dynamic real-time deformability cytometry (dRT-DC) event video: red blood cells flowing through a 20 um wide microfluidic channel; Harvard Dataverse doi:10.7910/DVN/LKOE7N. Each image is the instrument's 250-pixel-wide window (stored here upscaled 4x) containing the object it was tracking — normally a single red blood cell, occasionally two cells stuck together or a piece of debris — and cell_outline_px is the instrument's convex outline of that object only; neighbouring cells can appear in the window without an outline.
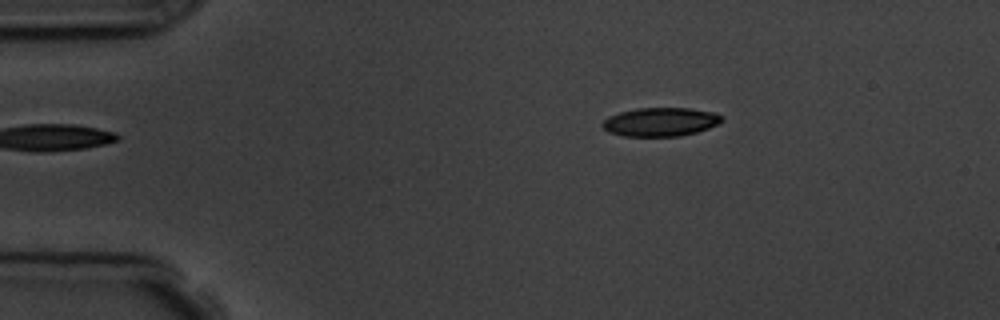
{"species": "common noctule bat (a hibernating species)", "species_latin": "Nyctalus noctula", "temperature_condition": "room temperature", "stored_images_in_passage": 3, "camera_frame_rate_fps": 3000, "um_per_image_px": 0.085, "animal": {"sex": "male", "body_mass_g": 19.5, "forearm_length_mm": 54.6}, "frame": {"image": 1, "passage_image": 3, "time_ms": 2.333, "image_size_px": [1000, 320], "cell_outline_px": [[724, 120], [708, 128], [696, 132], [680, 136], [624, 136], [608, 132], [600, 124], [608, 116], [620, 112], [636, 108], [688, 108], [712, 112], [724, 116]], "centroid_in_image_um": [56.12, 10.36], "position_along_channel_um": 28.9, "area_um2": 19.94}}